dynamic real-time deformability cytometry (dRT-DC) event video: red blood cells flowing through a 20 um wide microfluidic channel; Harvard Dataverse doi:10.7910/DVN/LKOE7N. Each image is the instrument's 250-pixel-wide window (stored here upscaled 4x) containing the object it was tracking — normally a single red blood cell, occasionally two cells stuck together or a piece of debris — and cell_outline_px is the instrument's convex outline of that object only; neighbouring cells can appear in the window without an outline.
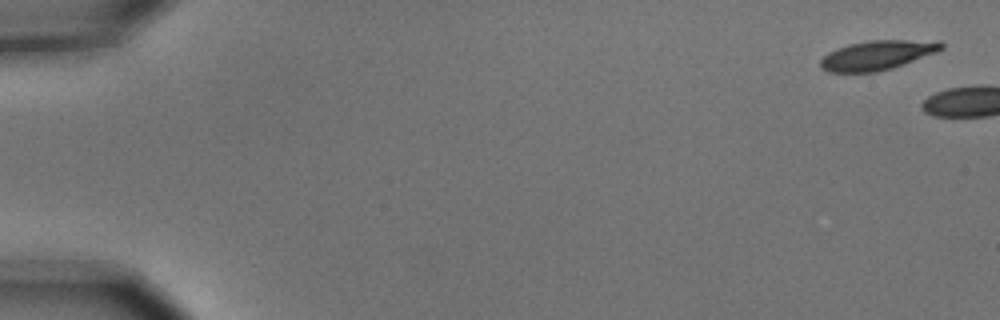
{"species": "common noctule bat (a hibernating species)", "species_latin": "Nyctalus noctula", "temperature_condition": "cold", "stored_images_in_passage": 2, "camera_frame_rate_fps": 3000, "um_per_image_px": 0.085, "animal": {"sex": "male", "body_mass_g": 15.6}, "frame": {"image": 1, "passage_image": 1, "time_ms": 0.0, "image_size_px": [1000, 320], "cell_outline_px": [[944, 48], [936, 52], [904, 64], [892, 68], [876, 72], [828, 72], [820, 68], [820, 60], [828, 52], [836, 48], [848, 44], [868, 40], [940, 40], [944, 44]], "centroid_in_image_um": [74.57, 4.68], "position_along_channel_um": 10.4, "area_um2": 20.92}}